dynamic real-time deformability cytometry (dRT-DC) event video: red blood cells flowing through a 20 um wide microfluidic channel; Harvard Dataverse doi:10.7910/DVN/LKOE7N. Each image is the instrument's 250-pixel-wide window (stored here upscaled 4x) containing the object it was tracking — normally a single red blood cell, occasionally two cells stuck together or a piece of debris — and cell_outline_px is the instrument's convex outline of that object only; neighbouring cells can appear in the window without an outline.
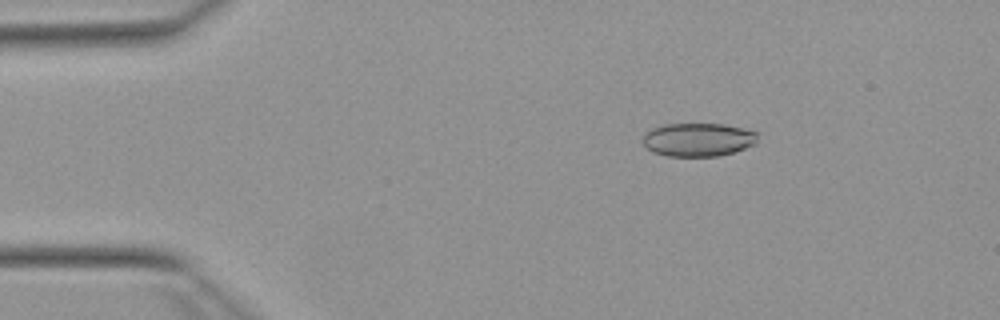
{"species": "Egyptian fruit bat (a non-hibernating species)", "species_latin": "Rousettus aegyptiacus", "temperature_condition": "warm", "stored_images_in_passage": 45, "camera_frame_rate_fps": 3000, "um_per_image_px": 0.085, "animal": {"sex": "female"}, "frame": {"image": 1, "passage_image": 8, "time_ms": 2.333, "image_size_px": [1000, 320], "cell_outline_px": [[760, 132], [756, 144], [720, 156], [668, 156], [652, 152], [644, 144], [644, 132], [652, 128], [664, 124], [724, 124]], "centroid_in_image_um": [59.37, 11.86], "position_along_channel_um": 25.6, "area_um2": 22.48}}
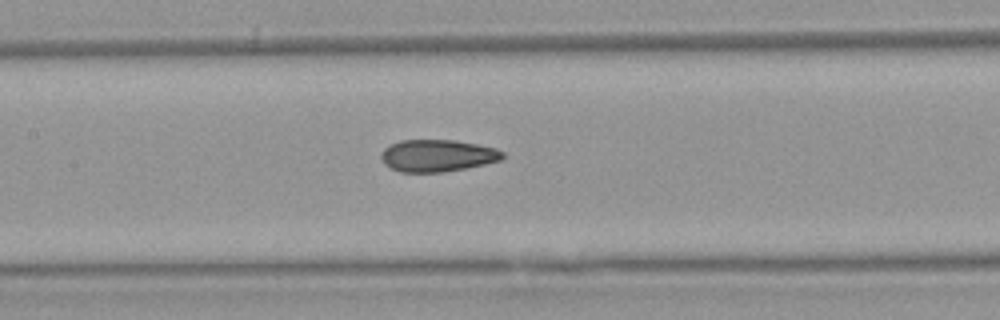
{"frame": {"image": 2, "passage_image": 24, "time_ms": 7.667, "image_size_px": [1000, 320], "cell_outline_px": [[504, 156], [500, 160], [484, 164], [444, 172], [400, 172], [384, 164], [380, 156], [384, 148], [400, 140], [456, 140], [496, 148], [504, 152]], "centroid_in_image_um": [37.17, 13.22], "position_along_channel_um": 170.2, "area_um2": 22.6}}
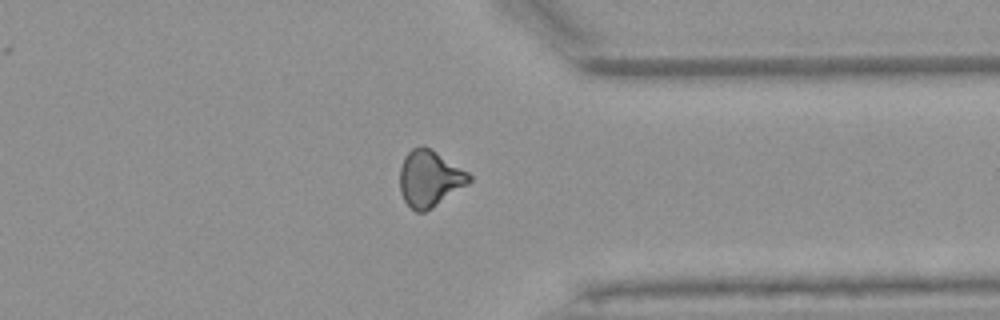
{"frame": {"image": 3, "passage_image": 40, "time_ms": 13.0, "image_size_px": [1000, 320], "cell_outline_px": [[472, 180], [468, 184], [432, 208], [424, 212], [416, 212], [404, 200], [400, 192], [400, 168], [404, 156], [412, 148], [424, 144], [432, 148], [468, 172], [472, 176]], "centroid_in_image_um": [36.52, 15.15], "position_along_channel_um": 374.9, "area_um2": 22.95}}